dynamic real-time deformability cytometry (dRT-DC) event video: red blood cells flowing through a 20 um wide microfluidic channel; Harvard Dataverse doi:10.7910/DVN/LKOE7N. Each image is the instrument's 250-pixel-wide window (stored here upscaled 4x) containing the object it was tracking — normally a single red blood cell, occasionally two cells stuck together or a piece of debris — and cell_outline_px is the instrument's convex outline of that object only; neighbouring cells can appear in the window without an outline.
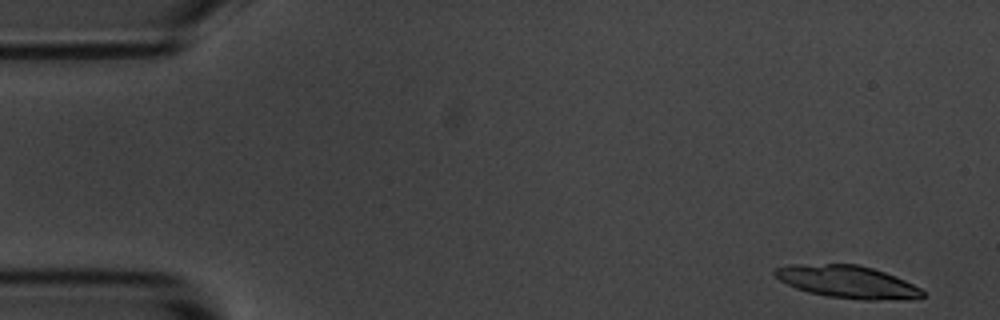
{"species": "common noctule bat (a hibernating species)", "species_latin": "Nyctalus noctula", "temperature_condition": "room temperature", "stored_images_in_passage": 4, "camera_frame_rate_fps": 3000, "um_per_image_px": 0.085, "animal": {"sex": "male", "body_mass_g": 20.1, "forearm_length_mm": 53.5}, "frame": {"image": 1, "passage_image": 1, "time_ms": 0.0, "image_size_px": [1000, 320], "cell_outline_px": [[924, 296], [908, 300], [864, 300], [828, 296], [808, 292], [796, 288], [780, 280], [772, 272], [776, 268], [788, 264], [856, 264], [872, 268], [896, 276], [920, 288], [924, 292]], "centroid_in_image_um": [72.04, 23.96], "position_along_channel_um": 13.0, "area_um2": 27.98}}